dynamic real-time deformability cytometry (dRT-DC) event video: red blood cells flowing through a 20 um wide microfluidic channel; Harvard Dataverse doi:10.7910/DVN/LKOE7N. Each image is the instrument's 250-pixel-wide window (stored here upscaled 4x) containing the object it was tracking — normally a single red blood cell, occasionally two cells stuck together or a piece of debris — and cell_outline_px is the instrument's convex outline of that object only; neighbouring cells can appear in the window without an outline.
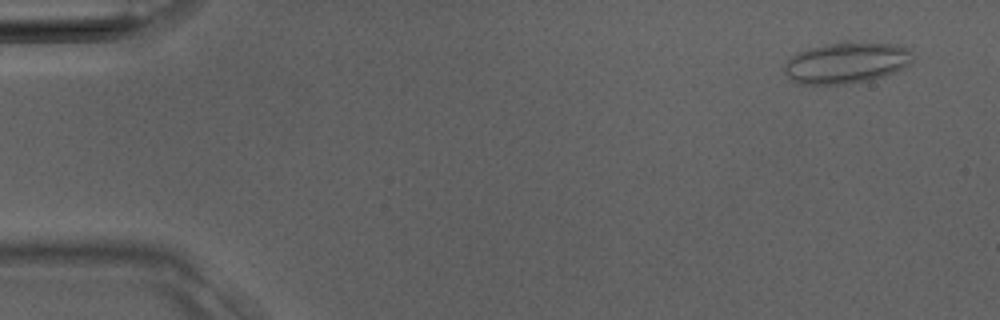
{"species": "Egyptian fruit bat (a non-hibernating species)", "species_latin": "Rousettus aegyptiacus", "temperature_condition": "room temperature", "stored_images_in_passage": 38, "camera_frame_rate_fps": 3000, "um_per_image_px": 0.085, "animal": {"sex": "male"}, "frame": {"image": 1, "passage_image": 3, "time_ms": 0.667, "image_size_px": [1000, 320], "cell_outline_px": [[912, 60], [904, 68], [884, 76], [868, 80], [844, 84], [800, 84], [788, 80], [784, 72], [784, 64], [796, 52], [808, 48], [840, 40], [848, 40], [892, 44], [908, 48], [912, 52]], "centroid_in_image_um": [71.9, 5.31], "position_along_channel_um": 13.1, "area_um2": 31.39}}
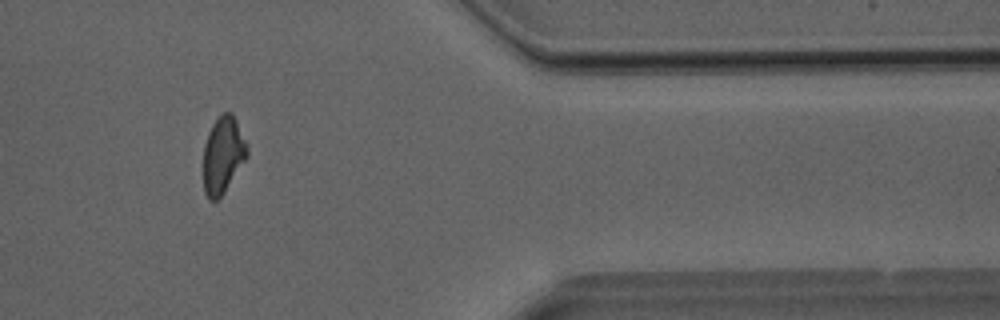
{"frame": {"image": 2, "passage_image": 32, "time_ms": 10.333, "image_size_px": [1000, 320], "cell_outline_px": [[248, 156], [224, 192], [216, 200], [208, 200], [204, 192], [204, 144], [208, 132], [212, 124], [224, 112], [232, 112], [248, 144]], "centroid_in_image_um": [18.96, 13.16], "position_along_channel_um": 392.4, "area_um2": 19.54}}
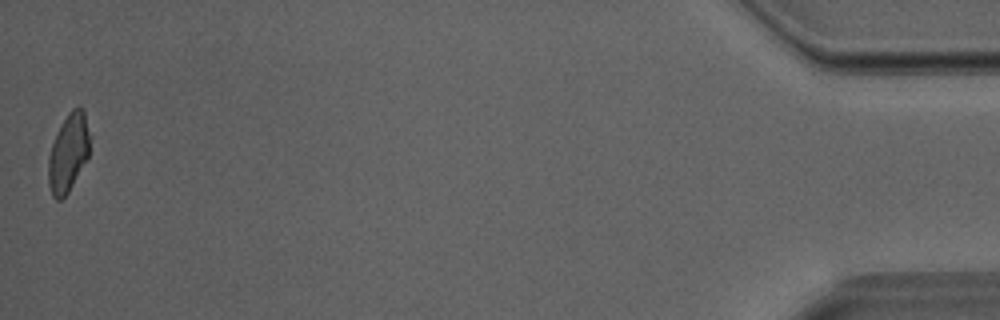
{"frame": {"image": 3, "passage_image": 38, "time_ms": 12.333, "image_size_px": [1000, 320], "cell_outline_px": [[92, 136], [88, 160], [68, 192], [60, 200], [56, 200], [52, 196], [48, 184], [48, 156], [56, 132], [68, 112], [72, 108], [80, 108], [84, 112]], "centroid_in_image_um": [5.83, 12.99], "position_along_channel_um": 429.4, "area_um2": 19.36}}